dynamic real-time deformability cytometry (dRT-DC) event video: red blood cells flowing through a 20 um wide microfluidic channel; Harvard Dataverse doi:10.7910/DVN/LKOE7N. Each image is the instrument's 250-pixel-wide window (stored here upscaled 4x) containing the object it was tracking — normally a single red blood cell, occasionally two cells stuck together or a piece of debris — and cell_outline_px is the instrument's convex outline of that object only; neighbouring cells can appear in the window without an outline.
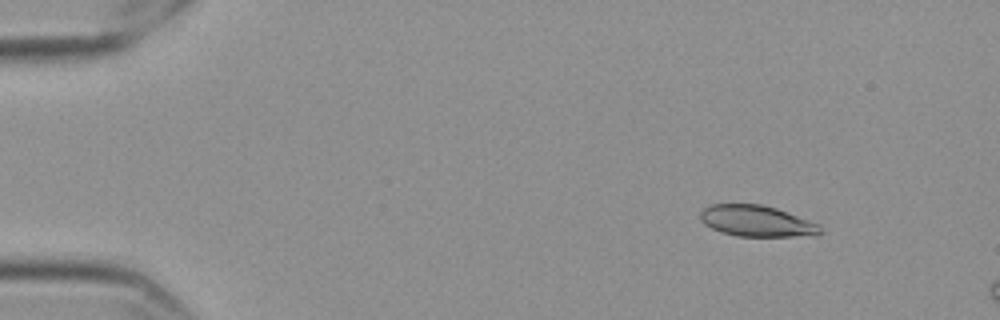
{"species": "Egyptian fruit bat (a non-hibernating species)", "species_latin": "Rousettus aegyptiacus", "temperature_condition": "cold", "stored_images_in_passage": 9, "camera_frame_rate_fps": 3000, "um_per_image_px": 0.085, "frame": {"image": 1, "passage_image": 3, "time_ms": 0.667, "image_size_px": [1000, 320], "cell_outline_px": [[824, 232], [816, 236], [736, 236], [720, 232], [704, 224], [700, 220], [700, 212], [704, 208], [712, 204], [760, 204], [776, 208], [820, 224]], "centroid_in_image_um": [64.35, 18.8], "position_along_channel_um": 20.7, "area_um2": 21.96}}